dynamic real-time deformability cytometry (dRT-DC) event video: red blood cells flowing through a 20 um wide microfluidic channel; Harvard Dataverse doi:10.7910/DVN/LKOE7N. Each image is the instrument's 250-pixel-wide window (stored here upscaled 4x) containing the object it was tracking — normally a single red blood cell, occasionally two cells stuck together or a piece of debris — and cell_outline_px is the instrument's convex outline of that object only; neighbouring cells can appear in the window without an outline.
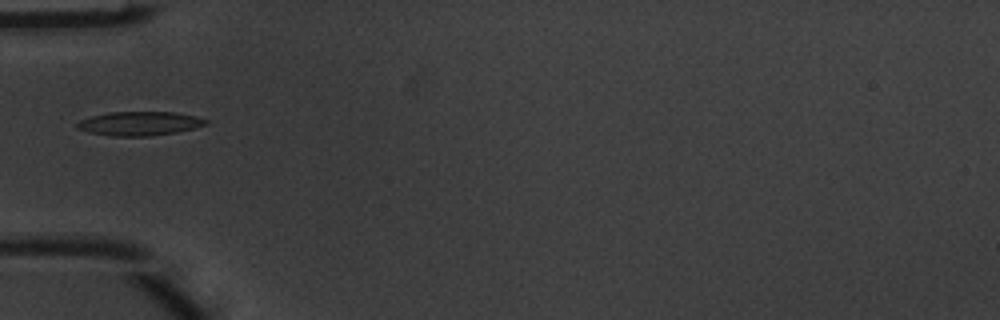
{"species": "common noctule bat (a hibernating species)", "species_latin": "Nyctalus noctula", "temperature_condition": "warm", "stored_images_in_passage": 5, "camera_frame_rate_fps": 3000, "um_per_image_px": 0.085, "animal": {"sex": "male", "body_mass_g": 20.1, "forearm_length_mm": 53.5}, "frame": {"image": 1, "passage_image": 5, "time_ms": 1.333, "image_size_px": [1000, 320], "cell_outline_px": [[208, 124], [196, 128], [176, 132], [148, 136], [112, 136], [92, 132], [76, 128], [76, 124], [80, 120], [92, 116], [108, 112], [176, 112], [196, 116], [208, 120]], "centroid_in_image_um": [11.9, 10.49], "position_along_channel_um": 73.1, "area_um2": 17.92}}